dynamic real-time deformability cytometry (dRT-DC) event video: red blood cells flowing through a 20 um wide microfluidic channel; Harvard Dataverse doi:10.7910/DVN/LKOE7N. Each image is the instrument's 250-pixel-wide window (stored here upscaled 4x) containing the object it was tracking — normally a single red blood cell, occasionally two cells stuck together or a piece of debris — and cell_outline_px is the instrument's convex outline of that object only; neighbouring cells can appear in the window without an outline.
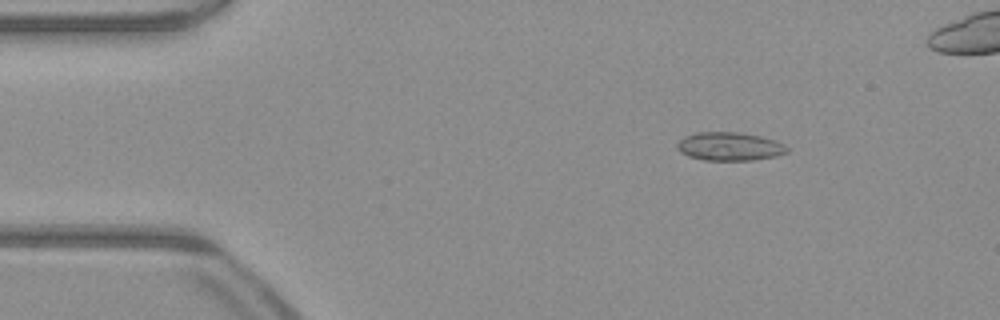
{"species": "common noctule bat (a hibernating species)", "species_latin": "Nyctalus noctula", "temperature_condition": "warm", "stored_images_in_passage": 42, "camera_frame_rate_fps": 3000, "um_per_image_px": 0.085, "animal": {"sex": "male", "body_mass_g": 23.1, "forearm_length_mm": 52.7}, "frame": {"image": 1, "passage_image": 2, "time_ms": 0.333, "image_size_px": [1000, 320], "cell_outline_px": [[788, 152], [776, 156], [752, 160], [704, 160], [688, 156], [680, 152], [676, 148], [676, 144], [684, 136], [696, 132], [740, 132], [760, 136], [776, 140], [784, 144], [788, 148]], "centroid_in_image_um": [62.0, 12.44], "position_along_channel_um": 23.0, "area_um2": 18.32}}
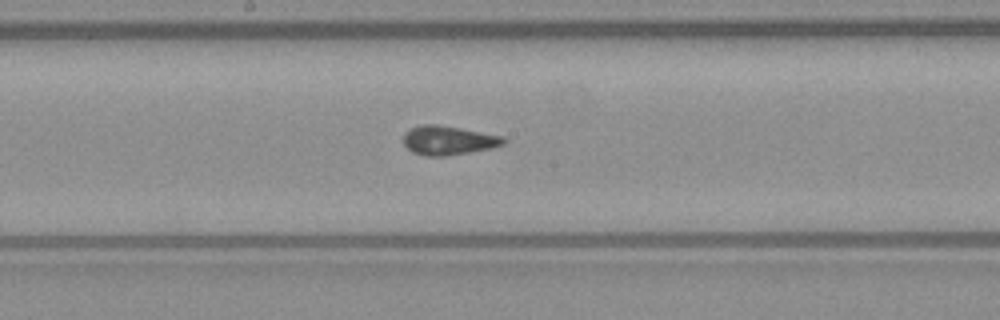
{"frame": {"image": 2, "passage_image": 21, "time_ms": 6.667, "image_size_px": [1000, 320], "cell_outline_px": [[508, 140], [504, 144], [488, 148], [448, 156], [428, 156], [412, 152], [404, 144], [404, 132], [408, 128], [420, 124], [436, 124], [460, 128], [504, 136]], "centroid_in_image_um": [38.08, 11.91], "position_along_channel_um": 210.1, "area_um2": 16.99}}
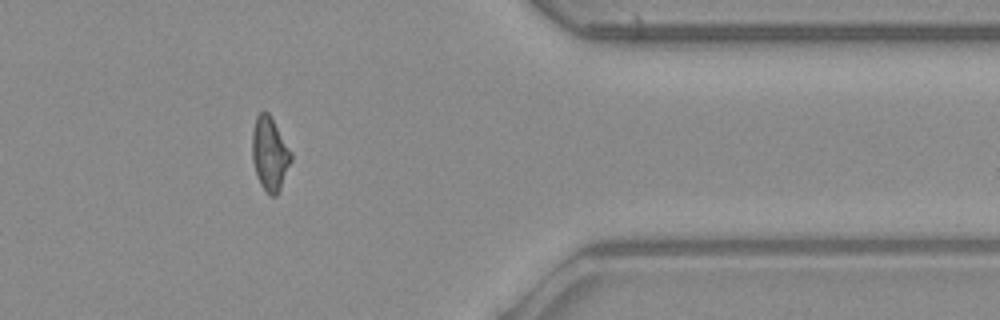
{"frame": {"image": 3, "passage_image": 36, "time_ms": 11.667, "image_size_px": [1000, 320], "cell_outline_px": [[292, 160], [280, 188], [276, 196], [268, 196], [260, 184], [256, 176], [252, 160], [252, 132], [256, 116], [260, 112], [268, 112], [292, 152]], "centroid_in_image_um": [22.92, 13.1], "position_along_channel_um": 388.5, "area_um2": 16.76}, "authors_computed_cell_mechanics": {"area_um2": 16.7331, "velocity_mm_per_s": 4.0429, "shape_relaxation_time_tau1_ms": 7.415, "shape_relaxation_time_tau2_ms": 1.0755, "deformation_change_tau1": 0.1492, "deformation_change_tau2": 0.0796}}